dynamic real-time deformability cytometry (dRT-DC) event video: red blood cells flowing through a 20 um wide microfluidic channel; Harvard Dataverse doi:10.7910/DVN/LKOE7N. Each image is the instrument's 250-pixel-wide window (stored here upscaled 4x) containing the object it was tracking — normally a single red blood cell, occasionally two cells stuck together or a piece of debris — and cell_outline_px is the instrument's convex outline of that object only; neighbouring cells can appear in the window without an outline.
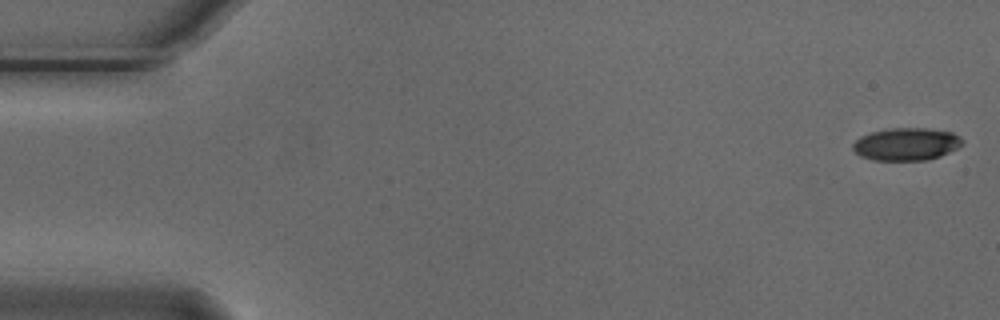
{"species": "Egyptian fruit bat (a non-hibernating species)", "species_latin": "Rousettus aegyptiacus", "temperature_condition": "cold", "stored_images_in_passage": 5, "camera_frame_rate_fps": 3000, "um_per_image_px": 0.085, "animal": {"sex": "male"}, "frame": {"image": 1, "passage_image": 1, "time_ms": 0.0, "image_size_px": [1000, 320], "cell_outline_px": [[964, 144], [940, 156], [928, 160], [872, 160], [860, 156], [852, 148], [852, 144], [860, 136], [872, 132], [892, 128], [928, 128], [952, 132], [960, 136], [964, 140]], "centroid_in_image_um": [77.05, 12.25], "position_along_channel_um": 7.9, "area_um2": 20.87}}
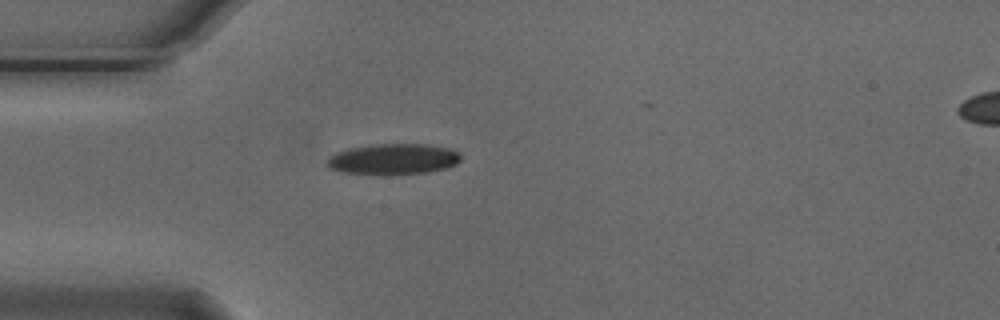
{"frame": {"image": 2, "passage_image": 5, "time_ms": 1.333, "image_size_px": [1000, 320], "cell_outline_px": [[460, 160], [456, 164], [448, 168], [424, 172], [344, 172], [328, 168], [324, 164], [328, 156], [336, 152], [348, 148], [372, 144], [424, 144], [448, 148], [456, 152], [460, 156]], "centroid_in_image_um": [33.38, 13.48], "position_along_channel_um": 51.6, "area_um2": 23.24}}